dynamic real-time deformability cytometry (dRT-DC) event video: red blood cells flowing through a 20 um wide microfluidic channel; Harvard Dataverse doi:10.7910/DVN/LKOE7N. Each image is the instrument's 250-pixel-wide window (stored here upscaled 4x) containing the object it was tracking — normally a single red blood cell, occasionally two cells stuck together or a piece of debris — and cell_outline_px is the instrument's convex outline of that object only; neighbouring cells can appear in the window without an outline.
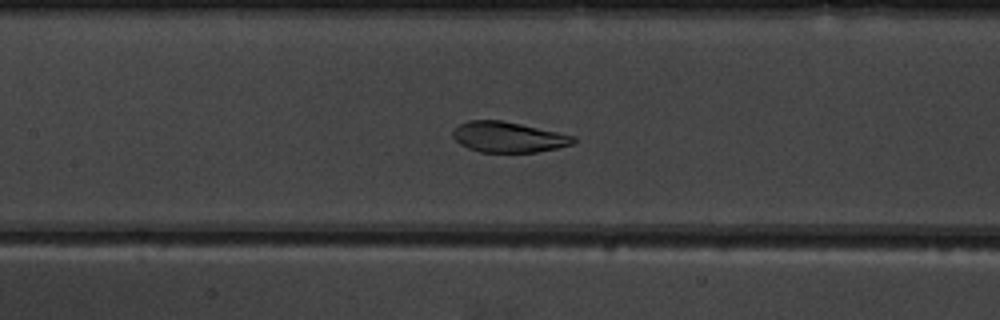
{"species": "common noctule bat (a hibernating species)", "species_latin": "Nyctalus noctula", "temperature_condition": "warm", "stored_images_in_passage": 55, "camera_frame_rate_fps": 3000, "um_per_image_px": 0.085, "animal": {"sex": "male", "body_mass_g": 19.5, "forearm_length_mm": 54.6}, "frame": {"image": 1, "passage_image": 26, "time_ms": 8.333, "image_size_px": [1000, 320], "cell_outline_px": [[576, 140], [572, 144], [556, 148], [536, 152], [480, 152], [468, 148], [460, 144], [452, 136], [452, 132], [460, 124], [468, 120], [500, 120], [520, 124], [576, 136]], "centroid_in_image_um": [43.19, 11.65], "position_along_channel_um": 164.2, "area_um2": 21.27}}
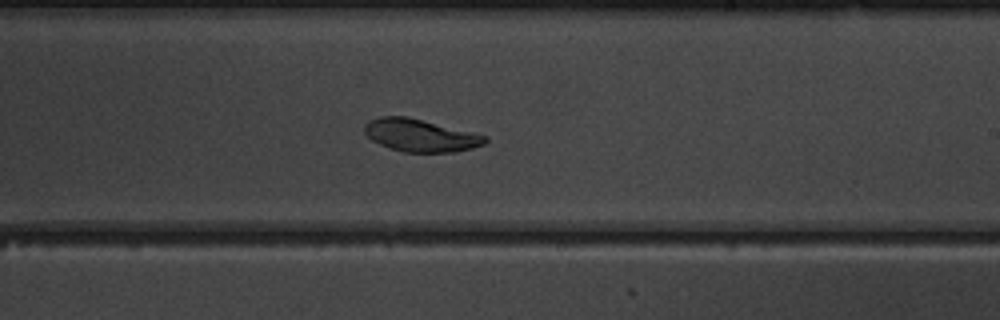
{"frame": {"image": 2, "passage_image": 33, "time_ms": 10.667, "image_size_px": [1000, 320], "cell_outline_px": [[488, 140], [484, 144], [472, 148], [456, 152], [404, 152], [380, 144], [372, 140], [364, 132], [364, 124], [380, 116], [408, 116], [488, 136]], "centroid_in_image_um": [35.75, 11.5], "position_along_channel_um": 253.2, "area_um2": 22.77}}
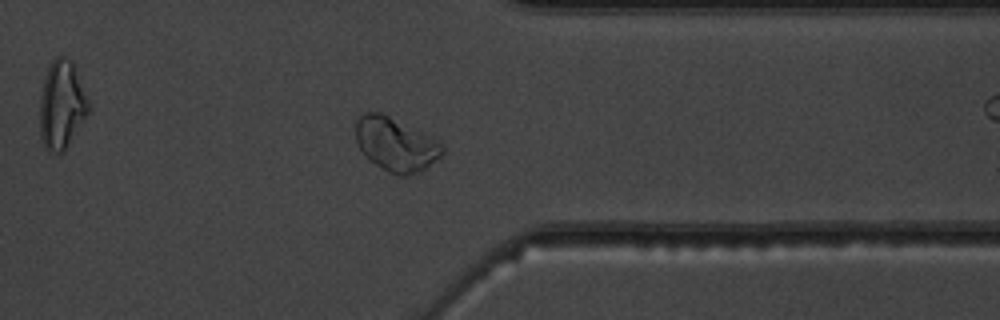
{"frame": {"image": 3, "passage_image": 43, "time_ms": 14.0, "image_size_px": [1000, 320], "cell_outline_px": [[444, 152], [440, 156], [420, 172], [408, 176], [400, 176], [388, 172], [364, 156], [356, 140], [356, 120], [364, 112], [380, 112], [440, 136], [444, 148]], "centroid_in_image_um": [33.71, 12.23], "position_along_channel_um": 377.7, "area_um2": 27.98}}